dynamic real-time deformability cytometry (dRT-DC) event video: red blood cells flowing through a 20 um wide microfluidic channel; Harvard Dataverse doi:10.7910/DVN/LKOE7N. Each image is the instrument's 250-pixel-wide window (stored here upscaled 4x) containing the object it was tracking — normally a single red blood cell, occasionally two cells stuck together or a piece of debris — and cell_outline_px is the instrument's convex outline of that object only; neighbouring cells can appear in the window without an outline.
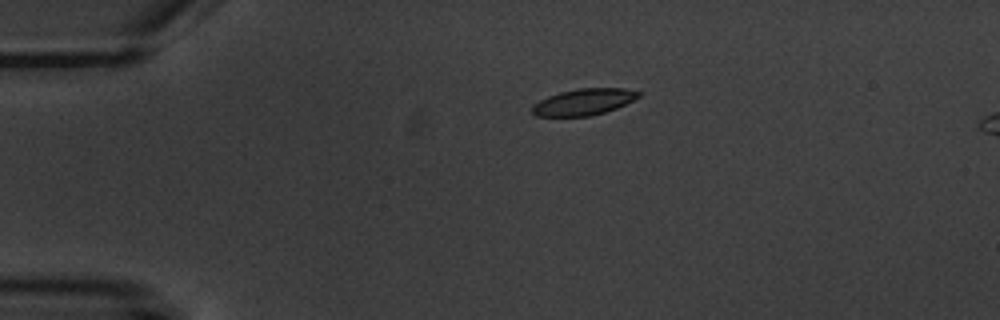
{"species": "common noctule bat (a hibernating species)", "species_latin": "Nyctalus noctula", "temperature_condition": "warm", "stored_images_in_passage": 6, "camera_frame_rate_fps": 3000, "um_per_image_px": 0.085, "animal": {"sex": "male", "body_mass_g": 20.1, "forearm_length_mm": 53.5}, "frame": {"image": 1, "passage_image": 4, "time_ms": 3.667, "image_size_px": [1000, 320], "cell_outline_px": [[640, 96], [616, 108], [604, 112], [588, 116], [536, 116], [532, 112], [532, 104], [548, 96], [560, 92], [580, 88], [624, 88], [640, 92]], "centroid_in_image_um": [49.59, 8.66], "position_along_channel_um": 35.4, "area_um2": 16.18}}